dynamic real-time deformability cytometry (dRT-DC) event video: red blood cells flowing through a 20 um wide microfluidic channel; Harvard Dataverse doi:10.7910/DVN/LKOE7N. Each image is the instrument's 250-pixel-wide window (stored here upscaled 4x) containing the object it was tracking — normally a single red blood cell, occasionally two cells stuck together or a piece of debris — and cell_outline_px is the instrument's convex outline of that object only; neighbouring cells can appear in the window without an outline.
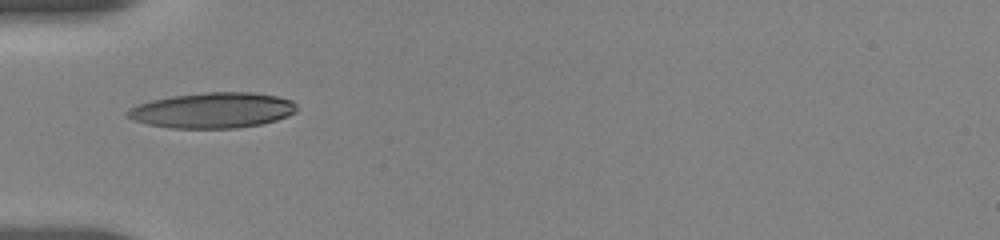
{"species": "human", "species_latin": "Homo sapiens", "temperature_condition": "room temperature", "stored_images_in_passage": 50, "camera_frame_rate_fps": 3000, "um_per_image_px": 0.085, "donor": {"sex": "female"}, "frame": {"image": 1, "passage_image": 1, "time_ms": 0.0, "image_size_px": [1000, 240], "cell_outline_px": [[296, 112], [288, 116], [276, 120], [260, 124], [236, 128], [172, 128], [148, 124], [132, 120], [124, 112], [140, 104], [152, 100], [172, 96], [208, 92], [252, 92], [276, 96], [292, 100], [296, 104]], "centroid_in_image_um": [18.1, 9.38], "position_along_channel_um": 66.9, "area_um2": 34.85}}
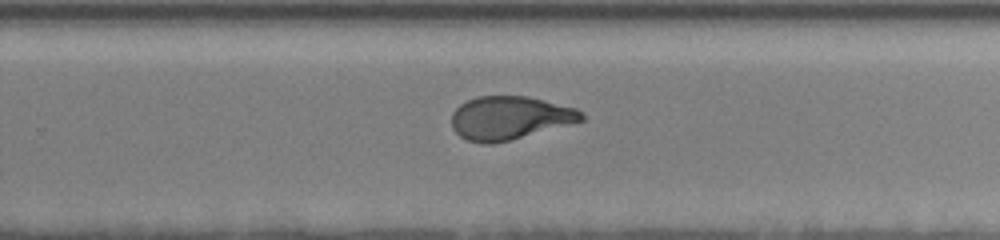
{"frame": {"image": 2, "passage_image": 26, "time_ms": 6.0, "image_size_px": [1000, 240], "cell_outline_px": [[584, 120], [508, 140], [492, 144], [484, 144], [468, 140], [460, 136], [452, 128], [452, 112], [460, 104], [476, 96], [528, 96], [576, 108], [584, 112]], "centroid_in_image_um": [43.3, 10.01], "position_along_channel_um": 286.5, "area_um2": 32.54}}
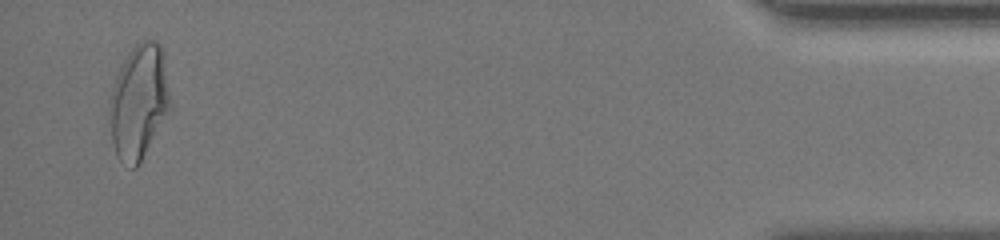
{"frame": {"image": 3, "passage_image": 49, "time_ms": 11.667, "image_size_px": [1000, 240], "cell_outline_px": [[168, 104], [136, 168], [132, 168], [120, 160], [116, 156], [112, 144], [112, 88], [116, 76], [120, 68], [132, 48], [140, 40], [156, 40], [160, 44], [164, 52], [168, 96]], "centroid_in_image_um": [11.77, 8.56], "position_along_channel_um": 423.4, "area_um2": 38.03}, "authors_computed_cell_mechanics": {"area_um2": 33.4951, "velocity_mm_per_s": 3.6691, "shape_relaxation_time_tau1_ms": 6.0511, "shape_relaxation_time_tau2_ms": 1.113, "deformation_change_tau1": 0.203, "deformation_change_tau2": 0.0822}}